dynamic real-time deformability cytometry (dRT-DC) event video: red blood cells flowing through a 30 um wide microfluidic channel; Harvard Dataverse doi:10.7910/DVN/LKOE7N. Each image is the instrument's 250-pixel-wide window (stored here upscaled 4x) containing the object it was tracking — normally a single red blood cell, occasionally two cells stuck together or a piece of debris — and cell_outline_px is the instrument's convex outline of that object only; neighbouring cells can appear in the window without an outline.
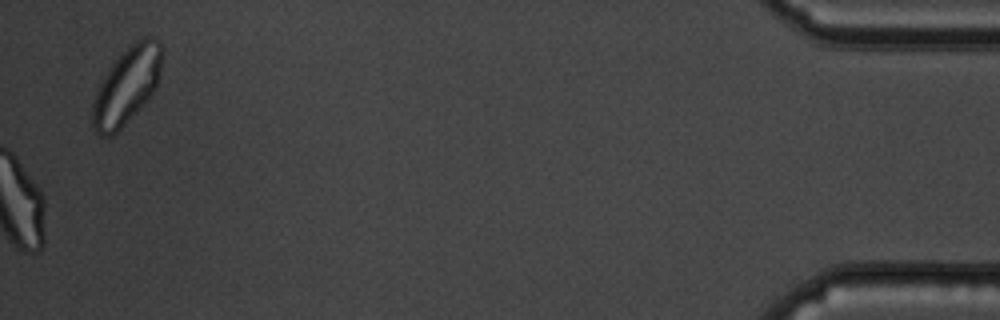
{"species": "common noctule bat (a hibernating species)", "species_latin": "Nyctalus noctula", "temperature_condition": "cold", "stored_images_in_passage": 59, "camera_frame_rate_fps": 3000, "um_per_image_px": 0.085, "animal": {"sex": "male", "body_mass_g": 19.5, "forearm_length_mm": 54.6}, "frame": {"image": 1, "passage_image": 59, "time_ms": 19.333, "image_size_px": [1000, 320], "cell_outline_px": [[164, 48], [160, 72], [156, 88], [148, 100], [112, 136], [100, 136], [92, 128], [92, 100], [100, 80], [108, 68], [140, 36], [148, 36], [160, 40]], "centroid_in_image_um": [10.78, 7.26], "position_along_channel_um": 424.4, "area_um2": 31.44}, "authors_computed_cell_mechanics": {"area_um2": 29.767, "velocity_mm_per_s": 3.3735, "shape_relaxation_time_tau1_ms": null, "shape_relaxation_time_tau2_ms": 1.062, "deformation_change_tau1": null, "deformation_change_tau2": 0.0838}}